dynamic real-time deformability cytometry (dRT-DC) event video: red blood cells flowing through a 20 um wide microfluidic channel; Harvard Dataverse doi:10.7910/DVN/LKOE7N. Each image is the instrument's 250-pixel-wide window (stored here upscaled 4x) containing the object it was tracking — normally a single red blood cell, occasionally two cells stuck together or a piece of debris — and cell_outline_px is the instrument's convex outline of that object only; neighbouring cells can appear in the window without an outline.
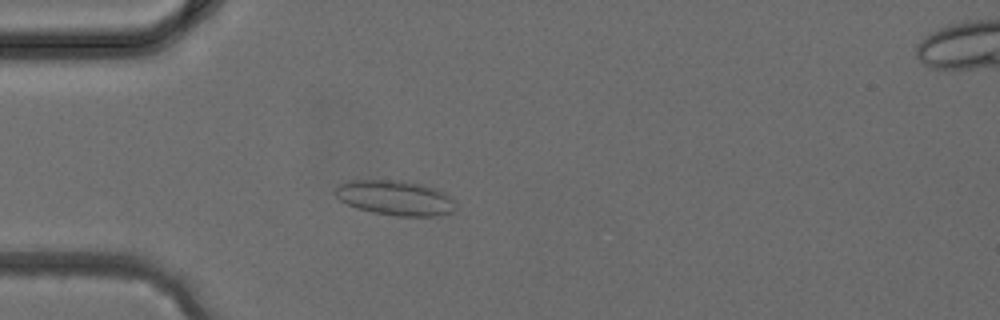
{"species": "common noctule bat (a hibernating species)", "species_latin": "Nyctalus noctula", "temperature_condition": "cold", "stored_images_in_passage": 27, "camera_frame_rate_fps": 3000, "um_per_image_px": 0.085, "animal": {"sex": "female", "body_mass_g": 24.6, "forearm_length_mm": 56.2}, "frame": {"image": 1, "passage_image": 6, "time_ms": 1.667, "image_size_px": [1000, 320], "cell_outline_px": [[456, 208], [452, 212], [436, 216], [396, 216], [372, 212], [356, 208], [340, 200], [332, 192], [340, 184], [348, 180], [388, 180], [420, 184], [436, 188], [452, 196], [456, 200]], "centroid_in_image_um": [33.61, 16.83], "position_along_channel_um": 51.4, "area_um2": 24.62}}
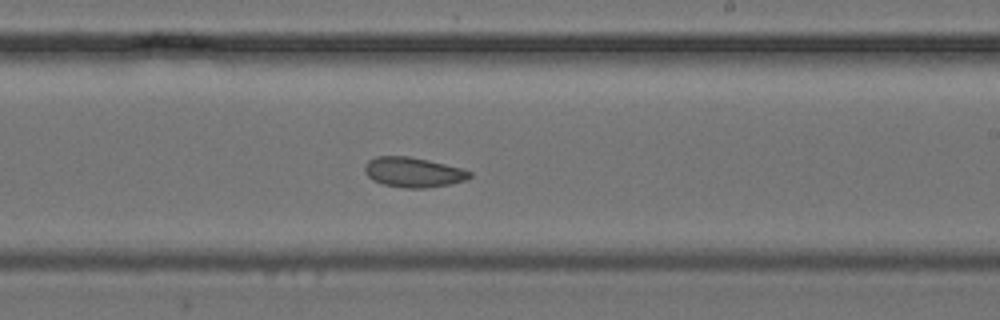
{"frame": {"image": 2, "passage_image": 18, "time_ms": 5.667, "image_size_px": [1000, 320], "cell_outline_px": [[472, 176], [468, 180], [452, 184], [424, 188], [404, 188], [384, 184], [372, 180], [364, 172], [364, 164], [368, 160], [376, 156], [408, 156], [428, 160], [460, 168], [472, 172]], "centroid_in_image_um": [35.12, 14.64], "position_along_channel_um": 253.9, "area_um2": 18.44}}
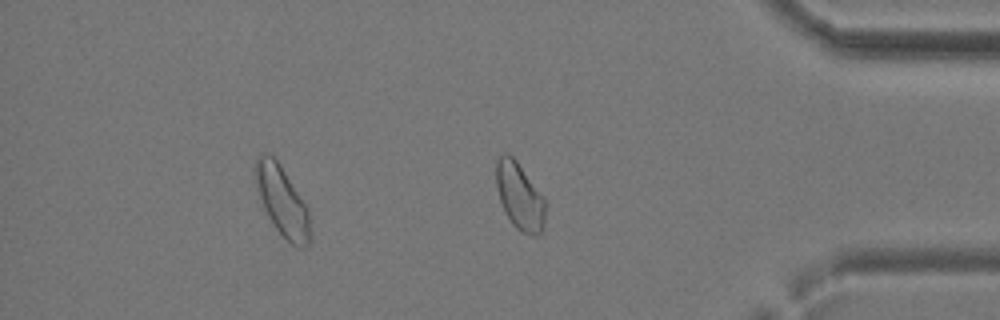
{"frame": {"image": 3, "passage_image": 27, "time_ms": 8.667, "image_size_px": [1000, 320], "cell_outline_px": [[548, 204], [544, 224], [540, 232], [536, 236], [532, 236], [520, 232], [512, 224], [504, 212], [500, 200], [496, 184], [496, 160], [504, 152], [508, 152], [516, 160], [544, 196]], "centroid_in_image_um": [44.2, 16.7], "position_along_channel_um": 391.0, "area_um2": 19.71}}